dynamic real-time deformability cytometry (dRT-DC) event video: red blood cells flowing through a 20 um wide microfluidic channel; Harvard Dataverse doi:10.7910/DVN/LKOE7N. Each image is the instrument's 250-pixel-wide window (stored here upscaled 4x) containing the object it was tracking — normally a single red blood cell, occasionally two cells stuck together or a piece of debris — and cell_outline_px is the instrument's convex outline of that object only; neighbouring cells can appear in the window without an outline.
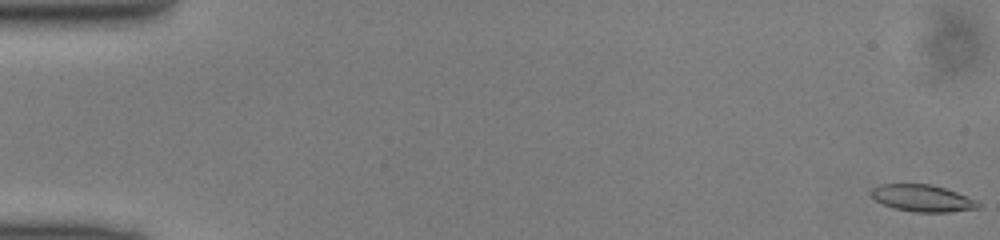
{"species": "common noctule bat (a hibernating species)", "species_latin": "Nyctalus noctula", "temperature_condition": "cold", "stored_images_in_passage": 50, "camera_frame_rate_fps": 3000, "um_per_image_px": 0.085, "animal": {"sex": "male", "body_mass_g": 13.0, "forearm_length_mm": 53.1}, "frame": {"image": 1, "passage_image": 1, "time_ms": 0.0, "image_size_px": [1000, 240], "cell_outline_px": [[980, 208], [948, 212], [916, 212], [896, 208], [884, 204], [876, 200], [872, 196], [872, 188], [880, 184], [932, 184], [956, 192], [976, 200], [980, 204]], "centroid_in_image_um": [78.43, 16.84], "position_along_channel_um": 6.6, "area_um2": 16.53}}
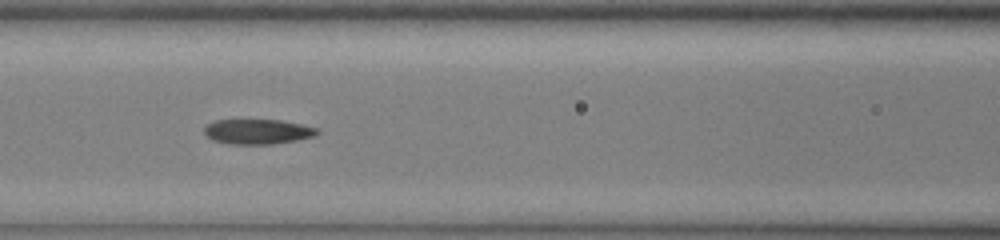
{"frame": {"image": 2, "passage_image": 22, "time_ms": 7.0, "image_size_px": [1000, 240], "cell_outline_px": [[320, 132], [312, 136], [296, 140], [272, 144], [232, 144], [212, 140], [204, 132], [204, 128], [208, 124], [216, 120], [280, 120], [300, 124], [316, 128]], "centroid_in_image_um": [21.88, 11.19], "position_along_channel_um": 144.7, "area_um2": 16.18}}
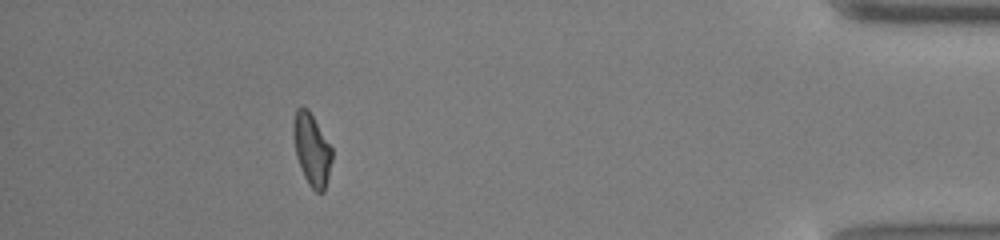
{"frame": {"image": 3, "passage_image": 45, "time_ms": 14.667, "image_size_px": [1000, 240], "cell_outline_px": [[332, 160], [324, 192], [316, 192], [308, 184], [304, 176], [296, 156], [292, 132], [292, 124], [296, 108], [300, 104], [308, 108], [332, 148]], "centroid_in_image_um": [26.47, 12.66], "position_along_channel_um": 408.7, "area_um2": 16.36}}